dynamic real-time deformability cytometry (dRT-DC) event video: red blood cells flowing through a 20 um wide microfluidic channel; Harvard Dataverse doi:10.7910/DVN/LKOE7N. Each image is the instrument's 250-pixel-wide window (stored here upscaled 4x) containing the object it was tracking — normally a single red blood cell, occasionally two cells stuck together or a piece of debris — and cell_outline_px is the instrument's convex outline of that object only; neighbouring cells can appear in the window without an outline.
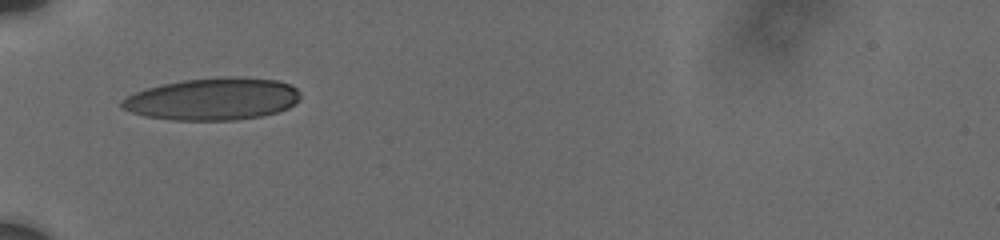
{"species": "human", "species_latin": "Homo sapiens", "temperature_condition": "cold", "stored_images_in_passage": 12, "camera_frame_rate_fps": 3000, "um_per_image_px": 0.085, "donor": {"sex": "male"}, "frame": {"image": 1, "passage_image": 1, "time_ms": 0.0, "image_size_px": [1000, 240], "cell_outline_px": [[300, 100], [288, 108], [276, 112], [260, 116], [236, 120], [172, 120], [144, 116], [120, 108], [120, 100], [136, 92], [148, 88], [164, 84], [184, 80], [228, 76], [232, 76], [276, 80], [288, 84], [296, 88], [300, 92]], "centroid_in_image_um": [18.08, 8.42], "position_along_channel_um": 66.9, "area_um2": 43.81}}
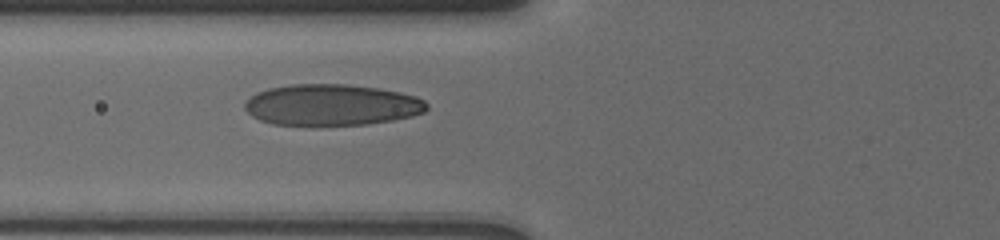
{"frame": {"image": 2, "passage_image": 5, "time_ms": 1.0, "image_size_px": [1000, 240], "cell_outline_px": [[428, 108], [424, 112], [412, 116], [392, 120], [368, 124], [272, 124], [260, 120], [252, 116], [244, 108], [244, 100], [256, 92], [268, 88], [292, 84], [344, 84], [380, 88], [400, 92], [416, 96], [424, 100], [428, 104]], "centroid_in_image_um": [28.18, 8.9], "position_along_channel_um": 97.6, "area_um2": 43.7}}
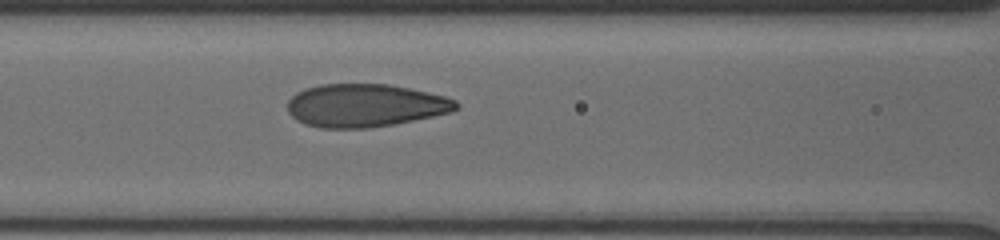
{"frame": {"image": 3, "passage_image": 10, "time_ms": 2.0, "image_size_px": [1000, 240], "cell_outline_px": [[460, 104], [452, 112], [392, 124], [368, 128], [320, 128], [304, 124], [296, 120], [288, 112], [288, 100], [296, 92], [304, 88], [320, 84], [388, 84], [408, 88], [444, 96], [456, 100]], "centroid_in_image_um": [30.99, 8.96], "position_along_channel_um": 135.6, "area_um2": 42.19}}